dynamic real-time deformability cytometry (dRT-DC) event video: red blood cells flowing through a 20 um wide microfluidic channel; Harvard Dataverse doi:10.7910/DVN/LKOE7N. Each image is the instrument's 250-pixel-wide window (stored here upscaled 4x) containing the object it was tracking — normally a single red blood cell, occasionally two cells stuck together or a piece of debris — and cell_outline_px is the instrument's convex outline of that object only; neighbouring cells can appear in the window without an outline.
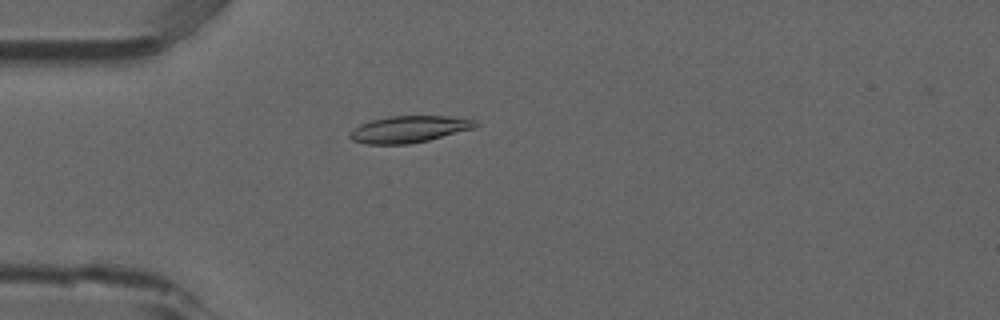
{"species": "common noctule bat (a hibernating species)", "species_latin": "Nyctalus noctula", "temperature_condition": "room temperature", "stored_images_in_passage": 6, "camera_frame_rate_fps": 3000, "um_per_image_px": 0.085, "animal": {"sex": "male", "forearm_length_mm": 52.5}, "frame": {"image": 1, "passage_image": 5, "time_ms": 1.333, "image_size_px": [1000, 320], "cell_outline_px": [[480, 124], [476, 128], [428, 140], [408, 144], [364, 144], [352, 140], [348, 136], [360, 124], [372, 120], [388, 116], [448, 116], [476, 120]], "centroid_in_image_um": [34.81, 10.98], "position_along_channel_um": 50.2, "area_um2": 19.54}}